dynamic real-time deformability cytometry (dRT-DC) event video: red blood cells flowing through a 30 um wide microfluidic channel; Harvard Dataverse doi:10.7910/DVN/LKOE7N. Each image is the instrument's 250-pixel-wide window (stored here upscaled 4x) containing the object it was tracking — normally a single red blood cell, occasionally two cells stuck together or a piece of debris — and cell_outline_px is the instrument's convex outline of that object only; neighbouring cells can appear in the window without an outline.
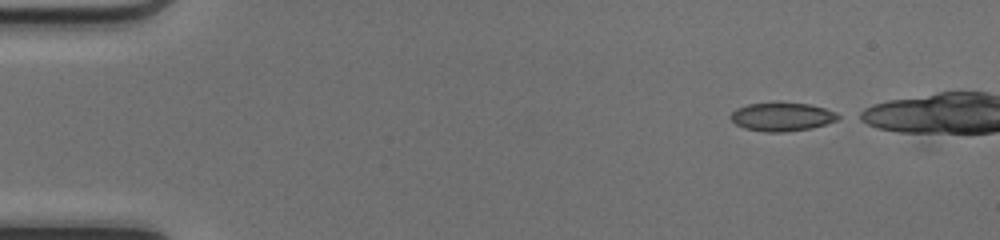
{"species": "common noctule bat (a hibernating species)", "species_latin": "Nyctalus noctula", "temperature_condition": "cold", "stored_images_in_passage": 9, "camera_frame_rate_fps": 3000, "um_per_image_px": 0.085, "animal": {"sex": "female", "body_mass_g": 17.0, "forearm_length_mm": 48.0}, "frame": {"image": 1, "passage_image": 1, "time_ms": 0.0, "image_size_px": [1000, 240], "cell_outline_px": [[844, 116], [836, 120], [812, 128], [784, 132], [768, 132], [744, 128], [736, 124], [728, 116], [736, 108], [748, 104], [776, 100], [808, 104], [824, 108], [836, 112]], "centroid_in_image_um": [66.45, 9.89], "position_along_channel_um": 18.5, "area_um2": 18.38}}